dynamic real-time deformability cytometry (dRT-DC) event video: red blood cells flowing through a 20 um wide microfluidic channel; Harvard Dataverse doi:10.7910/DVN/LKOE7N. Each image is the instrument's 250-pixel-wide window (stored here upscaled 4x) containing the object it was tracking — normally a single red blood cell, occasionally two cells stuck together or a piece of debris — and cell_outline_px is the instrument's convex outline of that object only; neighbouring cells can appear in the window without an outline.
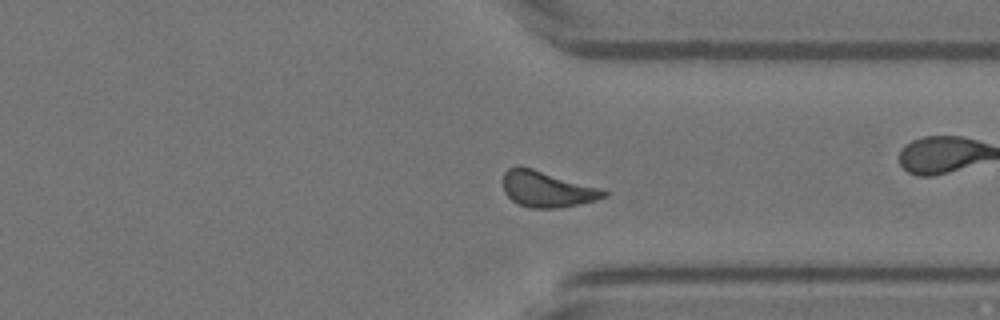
{"species": "Egyptian fruit bat (a non-hibernating species)", "species_latin": "Rousettus aegyptiacus", "temperature_condition": "warm", "stored_images_in_passage": 44, "camera_frame_rate_fps": 3000, "um_per_image_px": 0.085, "animal": {"sex": "female"}, "frame": {"image": 1, "passage_image": 32, "time_ms": 10.333, "image_size_px": [1000, 320], "cell_outline_px": [[608, 196], [596, 200], [556, 208], [532, 208], [520, 204], [512, 200], [504, 192], [504, 172], [508, 168], [516, 164], [532, 168], [600, 188], [608, 192]], "centroid_in_image_um": [46.47, 16.06], "position_along_channel_um": 364.9, "area_um2": 20.92}}